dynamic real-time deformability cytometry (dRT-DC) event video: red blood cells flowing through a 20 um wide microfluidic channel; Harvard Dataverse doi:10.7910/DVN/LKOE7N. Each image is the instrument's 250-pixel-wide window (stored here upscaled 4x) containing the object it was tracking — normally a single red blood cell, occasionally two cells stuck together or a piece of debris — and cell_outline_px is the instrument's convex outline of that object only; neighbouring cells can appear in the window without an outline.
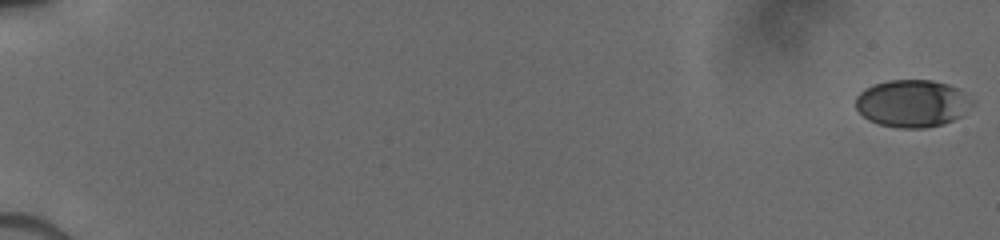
{"species": "human", "species_latin": "Homo sapiens", "temperature_condition": "cold", "stored_images_in_passage": 10, "camera_frame_rate_fps": 3000, "um_per_image_px": 0.085, "donor": {"sex": "male"}, "frame": {"image": 1, "passage_image": 1, "time_ms": 0.0, "image_size_px": [1000, 240], "cell_outline_px": [[976, 104], [960, 116], [952, 120], [940, 124], [924, 128], [900, 128], [880, 124], [868, 120], [856, 108], [856, 96], [864, 88], [872, 84], [888, 80], [932, 80], [948, 84], [956, 88], [976, 100]], "centroid_in_image_um": [77.56, 8.78], "position_along_channel_um": 7.4, "area_um2": 32.31}}
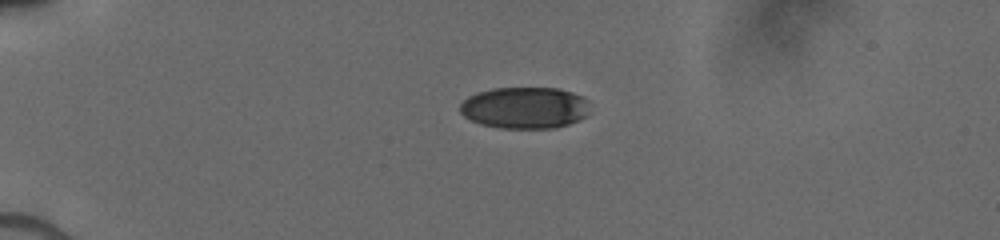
{"frame": {"image": 2, "passage_image": 7, "time_ms": 4.667, "image_size_px": [1000, 240], "cell_outline_px": [[584, 116], [580, 120], [556, 128], [500, 128], [480, 124], [464, 116], [460, 112], [460, 104], [468, 96], [476, 92], [492, 88], [556, 88], [572, 92], [580, 96], [584, 100]], "centroid_in_image_um": [44.51, 9.16], "position_along_channel_um": 40.5, "area_um2": 31.1}}
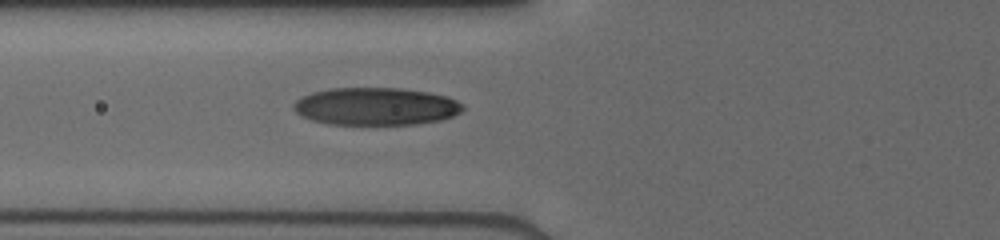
{"frame": {"image": 3, "passage_image": 10, "time_ms": 7.333, "image_size_px": [1000, 240], "cell_outline_px": [[464, 108], [460, 112], [452, 116], [440, 120], [412, 124], [328, 124], [312, 120], [296, 112], [292, 108], [292, 104], [296, 100], [312, 92], [332, 88], [400, 88], [428, 92], [448, 96], [464, 104]], "centroid_in_image_um": [31.95, 9.03], "position_along_channel_um": 93.8, "area_um2": 36.99}}